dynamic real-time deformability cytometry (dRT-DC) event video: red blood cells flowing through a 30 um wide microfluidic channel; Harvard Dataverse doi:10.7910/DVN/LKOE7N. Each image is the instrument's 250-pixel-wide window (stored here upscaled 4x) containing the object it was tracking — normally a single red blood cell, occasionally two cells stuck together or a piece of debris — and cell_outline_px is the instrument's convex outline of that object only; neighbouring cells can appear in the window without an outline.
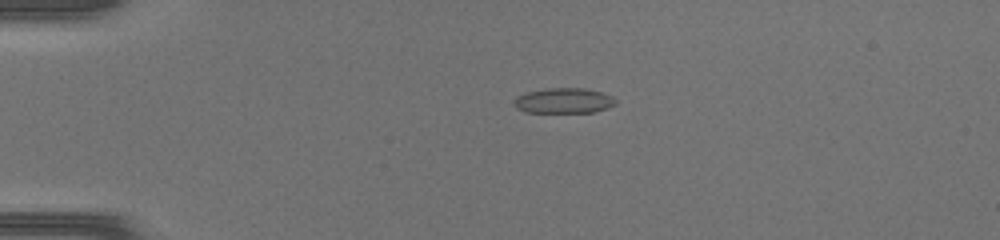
{"species": "common noctule bat (a hibernating species)", "species_latin": "Nyctalus noctula", "temperature_condition": "warm", "stored_images_in_passage": 39, "camera_frame_rate_fps": 3000, "um_per_image_px": 0.085, "animal": {"sex": "female", "body_mass_g": 17.0, "forearm_length_mm": 48.0}, "frame": {"image": 1, "passage_image": 3, "time_ms": 0.667, "image_size_px": [1000, 240], "cell_outline_px": [[616, 104], [592, 112], [528, 112], [516, 108], [516, 96], [528, 92], [548, 88], [584, 88], [600, 92], [612, 96], [616, 100]], "centroid_in_image_um": [47.93, 8.55], "position_along_channel_um": 37.1, "area_um2": 14.62}}
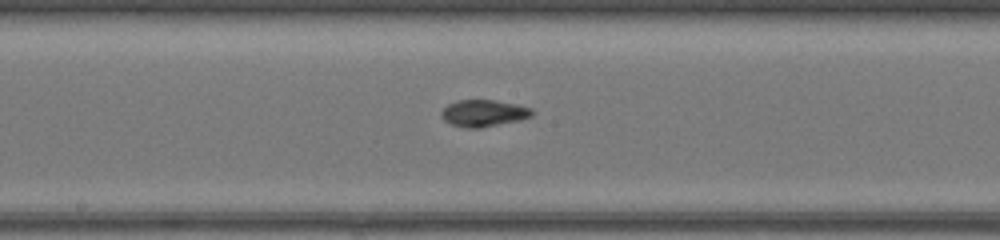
{"frame": {"image": 2, "passage_image": 18, "time_ms": 5.667, "image_size_px": [1000, 240], "cell_outline_px": [[536, 112], [532, 116], [520, 120], [480, 128], [464, 128], [452, 124], [444, 120], [440, 116], [440, 112], [448, 104], [456, 100], [496, 100], [516, 104], [532, 108]], "centroid_in_image_um": [41.12, 9.62], "position_along_channel_um": 207.1, "area_um2": 14.33}}
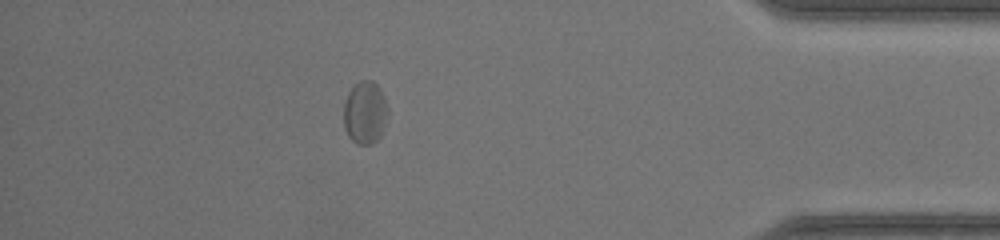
{"frame": {"image": 3, "passage_image": 34, "time_ms": 11.0, "image_size_px": [1000, 240], "cell_outline_px": [[388, 116], [380, 136], [372, 144], [356, 144], [348, 136], [344, 128], [344, 104], [348, 92], [360, 80], [372, 80], [380, 88], [384, 96], [388, 108]], "centroid_in_image_um": [31.03, 9.57], "position_along_channel_um": 404.2, "area_um2": 16.24}}